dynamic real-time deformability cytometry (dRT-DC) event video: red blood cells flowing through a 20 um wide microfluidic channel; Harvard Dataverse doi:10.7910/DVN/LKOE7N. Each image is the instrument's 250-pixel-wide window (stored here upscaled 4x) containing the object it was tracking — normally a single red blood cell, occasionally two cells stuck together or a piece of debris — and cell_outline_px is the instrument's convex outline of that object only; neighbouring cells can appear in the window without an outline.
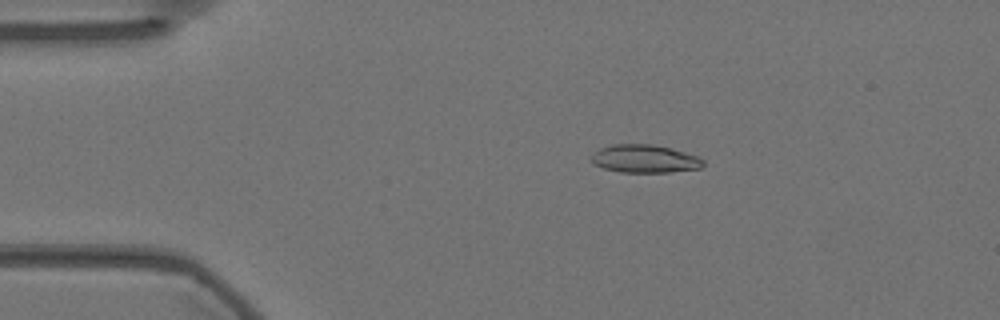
{"species": "Egyptian fruit bat (a non-hibernating species)", "species_latin": "Rousettus aegyptiacus", "temperature_condition": "warm", "stored_images_in_passage": 57, "camera_frame_rate_fps": 3000, "um_per_image_px": 0.085, "animal": {"sex": "female"}, "frame": {"image": 1, "passage_image": 11, "time_ms": 3.333, "image_size_px": [1000, 320], "cell_outline_px": [[704, 164], [700, 168], [668, 172], [620, 172], [604, 168], [592, 164], [588, 160], [600, 148], [612, 144], [652, 144], [700, 156], [704, 160]], "centroid_in_image_um": [54.78, 13.5], "position_along_channel_um": 30.2, "area_um2": 18.26}}
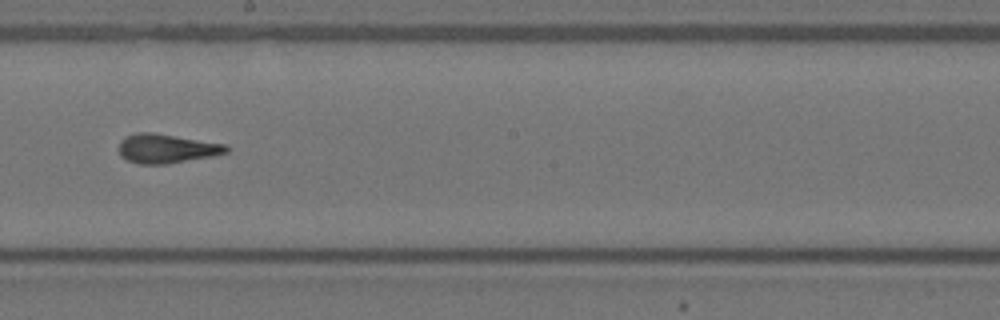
{"frame": {"image": 2, "passage_image": 32, "time_ms": 10.333, "image_size_px": [1000, 320], "cell_outline_px": [[228, 152], [212, 156], [168, 164], [140, 164], [128, 160], [120, 156], [120, 140], [136, 132], [152, 132], [224, 144], [228, 148]], "centroid_in_image_um": [14.14, 12.63], "position_along_channel_um": 234.1, "area_um2": 18.03}}
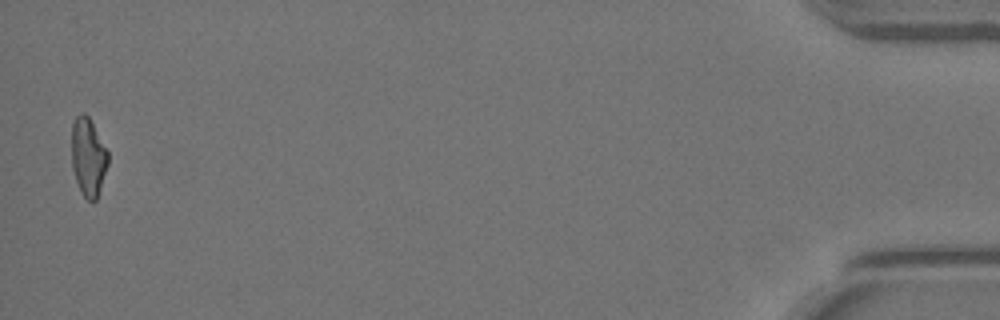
{"frame": {"image": 3, "passage_image": 56, "time_ms": 18.333, "image_size_px": [1000, 320], "cell_outline_px": [[108, 164], [96, 200], [92, 204], [80, 192], [72, 168], [72, 124], [76, 116], [80, 112], [84, 112], [88, 116], [108, 152]], "centroid_in_image_um": [7.48, 13.36], "position_along_channel_um": 427.7, "area_um2": 16.53}, "authors_computed_cell_mechanics": {"area_um2": 17.8602, "velocity_mm_per_s": 3.6002, "shape_relaxation_time_tau1_ms": 7.9906, "shape_relaxation_time_tau2_ms": 2.6538, "deformation_change_tau1": 0.2531, "deformation_change_tau2": 0.1047}}